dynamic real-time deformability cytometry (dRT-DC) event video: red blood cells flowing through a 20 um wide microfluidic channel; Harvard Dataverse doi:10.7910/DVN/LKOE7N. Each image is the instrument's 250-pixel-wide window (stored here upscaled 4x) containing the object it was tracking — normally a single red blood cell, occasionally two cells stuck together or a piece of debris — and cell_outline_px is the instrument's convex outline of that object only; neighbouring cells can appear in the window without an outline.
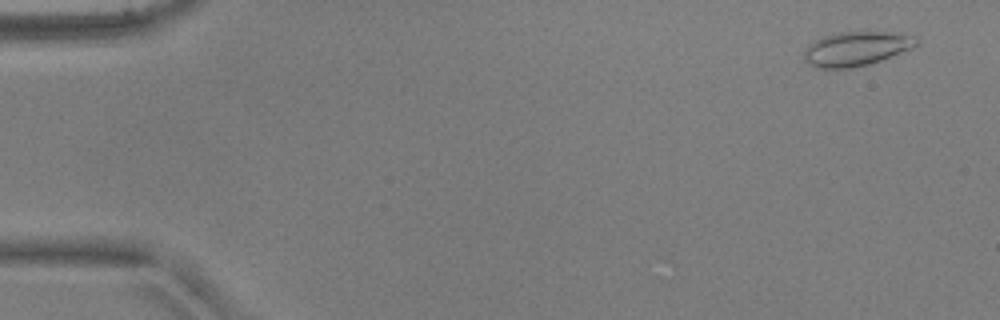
{"species": "common noctule bat (a hibernating species)", "species_latin": "Nyctalus noctula", "temperature_condition": "warm", "stored_images_in_passage": 52, "camera_frame_rate_fps": 3000, "um_per_image_px": 0.085, "animal": {"sex": "male", "body_mass_g": 17.9, "forearm_length_mm": 54.2}, "frame": {"image": 1, "passage_image": 3, "time_ms": 0.667, "image_size_px": [1000, 320], "cell_outline_px": [[920, 44], [912, 48], [880, 60], [868, 64], [852, 68], [816, 68], [804, 60], [804, 52], [816, 40], [824, 36], [840, 32], [900, 32], [912, 36], [920, 40]], "centroid_in_image_um": [72.83, 4.14], "position_along_channel_um": 12.2, "area_um2": 22.25}}
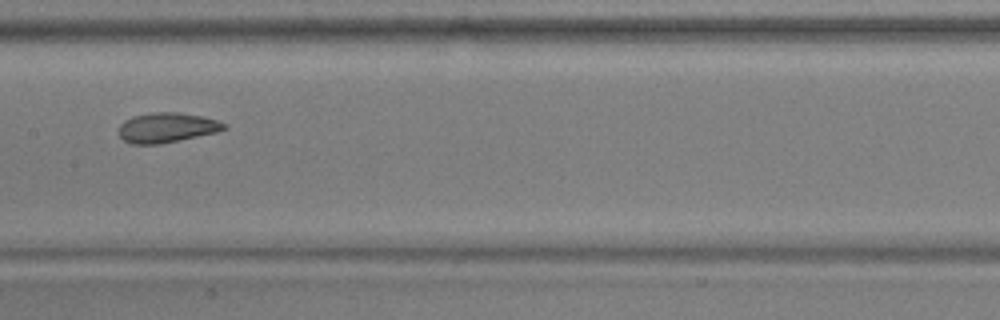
{"frame": {"image": 2, "passage_image": 27, "time_ms": 8.667, "image_size_px": [1000, 320], "cell_outline_px": [[228, 128], [216, 132], [160, 144], [132, 144], [124, 140], [120, 136], [120, 124], [124, 120], [132, 116], [152, 112], [176, 112], [204, 116], [228, 124]], "centroid_in_image_um": [14.19, 10.83], "position_along_channel_um": 193.2, "area_um2": 18.32}}
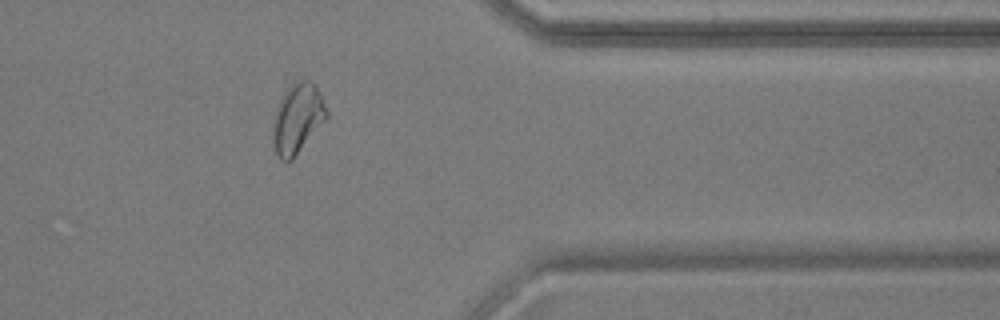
{"frame": {"image": 3, "passage_image": 43, "time_ms": 14.0, "image_size_px": [1000, 320], "cell_outline_px": [[328, 116], [292, 160], [280, 160], [276, 152], [272, 140], [272, 124], [280, 100], [284, 92], [296, 80], [308, 80], [316, 84], [328, 112]], "centroid_in_image_um": [25.28, 10.06], "position_along_channel_um": 386.1, "area_um2": 21.62}, "authors_computed_cell_mechanics": {"area_um2": 20.1433, "velocity_mm_per_s": 3.8731, "shape_relaxation_time_tau1_ms": 4.9977, "shape_relaxation_time_tau2_ms": 1.5767, "deformation_change_tau1": 0.1326, "deformation_change_tau2": 0.0697}}